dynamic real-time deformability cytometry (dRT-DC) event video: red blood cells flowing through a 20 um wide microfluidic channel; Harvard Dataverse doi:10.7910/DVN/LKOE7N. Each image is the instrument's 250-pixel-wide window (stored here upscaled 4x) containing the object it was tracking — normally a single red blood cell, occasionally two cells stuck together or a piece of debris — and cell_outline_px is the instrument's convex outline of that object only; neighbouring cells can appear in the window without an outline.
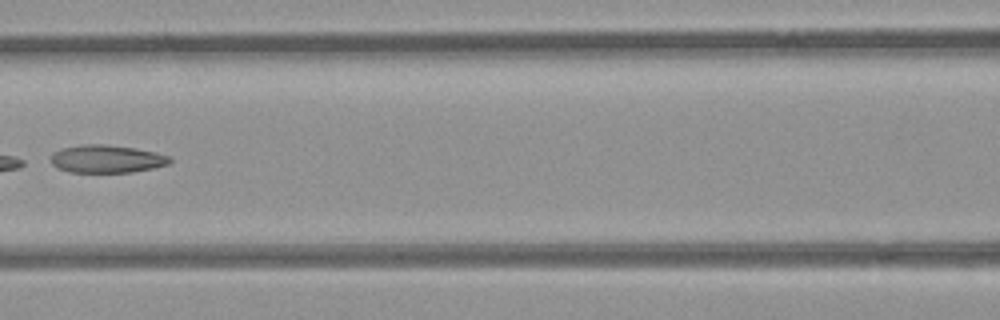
{"species": "common noctule bat (a hibernating species)", "species_latin": "Nyctalus noctula", "temperature_condition": "room temperature", "stored_images_in_passage": 7, "camera_frame_rate_fps": 3000, "um_per_image_px": 0.085, "animal": {"sex": "female", "body_mass_g": 21.9}, "frame": {"image": 1, "passage_image": 6, "time_ms": 5.667, "image_size_px": [1000, 320], "cell_outline_px": [[172, 160], [168, 164], [152, 168], [132, 172], [68, 172], [56, 168], [52, 164], [52, 156], [56, 152], [64, 148], [84, 144], [104, 144], [132, 148], [156, 152], [168, 156]], "centroid_in_image_um": [9.07, 13.52], "position_along_channel_um": 157.5, "area_um2": 19.02}}
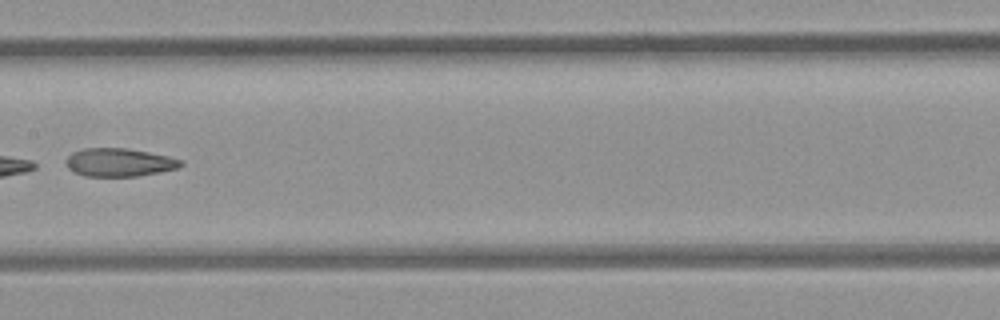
{"frame": {"image": 2, "passage_image": 7, "time_ms": 6.667, "image_size_px": [1000, 320], "cell_outline_px": [[184, 164], [176, 168], [160, 172], [136, 176], [84, 176], [72, 172], [64, 164], [64, 160], [72, 152], [84, 148], [124, 148], [148, 152], [168, 156], [184, 160]], "centroid_in_image_um": [10.09, 13.8], "position_along_channel_um": 197.3, "area_um2": 19.02}}